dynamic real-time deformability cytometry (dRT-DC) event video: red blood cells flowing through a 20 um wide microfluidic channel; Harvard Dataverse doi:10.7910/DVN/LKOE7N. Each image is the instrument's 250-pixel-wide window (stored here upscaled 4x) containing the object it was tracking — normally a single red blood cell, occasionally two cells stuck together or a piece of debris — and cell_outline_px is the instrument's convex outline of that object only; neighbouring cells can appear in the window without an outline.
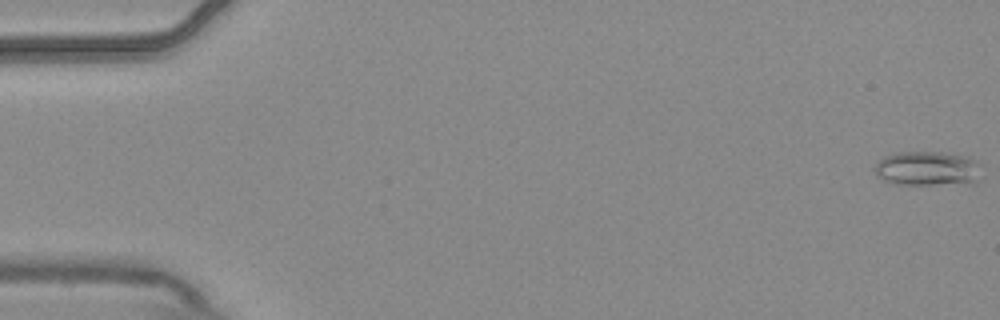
{"species": "common noctule bat (a hibernating species)", "species_latin": "Nyctalus noctula", "temperature_condition": "warm", "stored_images_in_passage": 6, "camera_frame_rate_fps": 3000, "um_per_image_px": 0.085, "animal": {"sex": "male", "body_mass_g": 20.4}, "frame": {"image": 1, "passage_image": 1, "time_ms": 0.0, "image_size_px": [1000, 320], "cell_outline_px": [[984, 176], [972, 184], [896, 184], [884, 180], [876, 176], [872, 168], [884, 156], [896, 152], [944, 152], [968, 156], [976, 160]], "centroid_in_image_um": [78.88, 14.33], "position_along_channel_um": 6.1, "area_um2": 22.02}}